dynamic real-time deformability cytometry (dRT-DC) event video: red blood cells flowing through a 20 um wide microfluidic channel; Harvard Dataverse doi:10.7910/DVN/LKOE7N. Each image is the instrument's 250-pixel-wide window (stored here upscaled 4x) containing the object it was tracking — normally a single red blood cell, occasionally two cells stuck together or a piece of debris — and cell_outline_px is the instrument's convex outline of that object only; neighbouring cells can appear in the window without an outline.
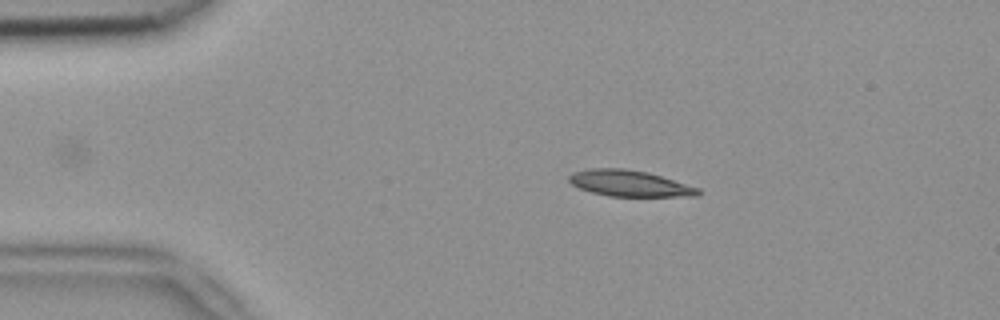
{"species": "common noctule bat (a hibernating species)", "species_latin": "Nyctalus noctula", "temperature_condition": "room temperature", "stored_images_in_passage": 33, "camera_frame_rate_fps": 3000, "um_per_image_px": 0.085, "animal": {"sex": "female", "body_mass_g": 18.4}, "frame": {"image": 1, "passage_image": 1, "time_ms": 0.0, "image_size_px": [1000, 320], "cell_outline_px": [[700, 192], [696, 196], [608, 196], [592, 192], [580, 188], [572, 184], [568, 180], [568, 176], [572, 172], [588, 168], [624, 168], [648, 172], [700, 188]], "centroid_in_image_um": [53.48, 15.57], "position_along_channel_um": 31.5, "area_um2": 19.65}}
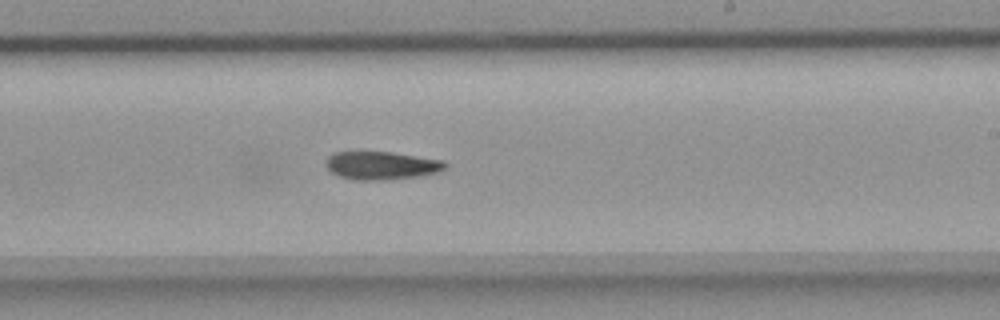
{"frame": {"image": 2, "passage_image": 22, "time_ms": 7.0, "image_size_px": [1000, 320], "cell_outline_px": [[448, 164], [440, 172], [416, 176], [384, 180], [356, 180], [340, 176], [332, 172], [324, 164], [324, 160], [332, 152], [392, 152], [444, 160]], "centroid_in_image_um": [32.41, 14.06], "position_along_channel_um": 256.6, "area_um2": 19.59}}
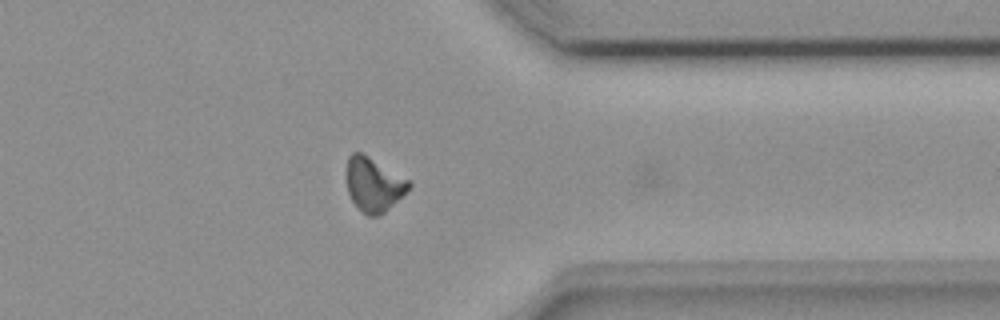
{"frame": {"image": 3, "passage_image": 32, "time_ms": 10.333, "image_size_px": [1000, 320], "cell_outline_px": [[412, 184], [380, 216], [368, 216], [352, 200], [348, 192], [344, 172], [348, 156], [352, 152], [360, 152], [368, 156], [412, 180]], "centroid_in_image_um": [31.72, 15.63], "position_along_channel_um": 379.7, "area_um2": 19.65}, "authors_computed_cell_mechanics": {"area_um2": 19.8254, "velocity_mm_per_s": 3.9168, "shape_relaxation_time_tau1_ms": 10.8578, "shape_relaxation_time_tau2_ms": null, "deformation_change_tau1": 0.2355, "deformation_change_tau2": null}}